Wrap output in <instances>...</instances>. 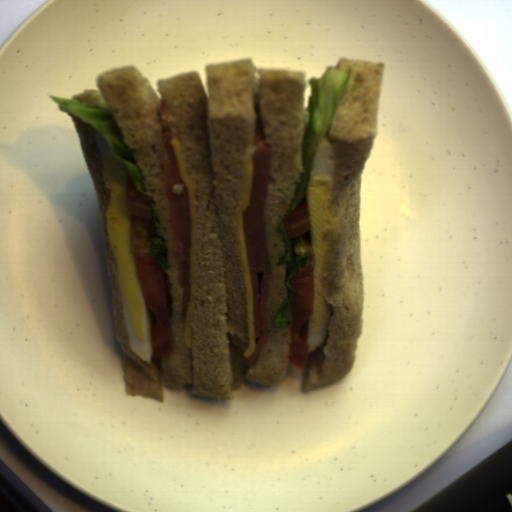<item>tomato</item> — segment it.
Listing matches in <instances>:
<instances>
[{
  "label": "tomato",
  "instance_id": "obj_1",
  "mask_svg": "<svg viewBox=\"0 0 512 512\" xmlns=\"http://www.w3.org/2000/svg\"><path fill=\"white\" fill-rule=\"evenodd\" d=\"M126 205L131 228V249L140 288L152 318V355L162 358L173 352L172 308L165 275L152 255L155 236L152 204L147 195L138 191L129 174L126 184Z\"/></svg>",
  "mask_w": 512,
  "mask_h": 512
},
{
  "label": "tomato",
  "instance_id": "obj_3",
  "mask_svg": "<svg viewBox=\"0 0 512 512\" xmlns=\"http://www.w3.org/2000/svg\"><path fill=\"white\" fill-rule=\"evenodd\" d=\"M315 252L309 247L307 263L289 280L293 287L290 300L292 321L291 342L288 362L299 368L307 366L310 346L308 344L309 319L313 316L315 305L314 290Z\"/></svg>",
  "mask_w": 512,
  "mask_h": 512
},
{
  "label": "tomato",
  "instance_id": "obj_4",
  "mask_svg": "<svg viewBox=\"0 0 512 512\" xmlns=\"http://www.w3.org/2000/svg\"><path fill=\"white\" fill-rule=\"evenodd\" d=\"M311 229V219L309 214L307 198L304 195L296 208L285 218V230L288 237H302Z\"/></svg>",
  "mask_w": 512,
  "mask_h": 512
},
{
  "label": "tomato",
  "instance_id": "obj_2",
  "mask_svg": "<svg viewBox=\"0 0 512 512\" xmlns=\"http://www.w3.org/2000/svg\"><path fill=\"white\" fill-rule=\"evenodd\" d=\"M159 116L162 136L167 149L166 156L162 159L163 180L168 213L177 250L178 274L184 298V324L186 328L189 315V299L192 289L190 278V204L187 186L180 175L174 147L171 143L173 134L169 120L170 108L163 98L159 100Z\"/></svg>",
  "mask_w": 512,
  "mask_h": 512
}]
</instances>
